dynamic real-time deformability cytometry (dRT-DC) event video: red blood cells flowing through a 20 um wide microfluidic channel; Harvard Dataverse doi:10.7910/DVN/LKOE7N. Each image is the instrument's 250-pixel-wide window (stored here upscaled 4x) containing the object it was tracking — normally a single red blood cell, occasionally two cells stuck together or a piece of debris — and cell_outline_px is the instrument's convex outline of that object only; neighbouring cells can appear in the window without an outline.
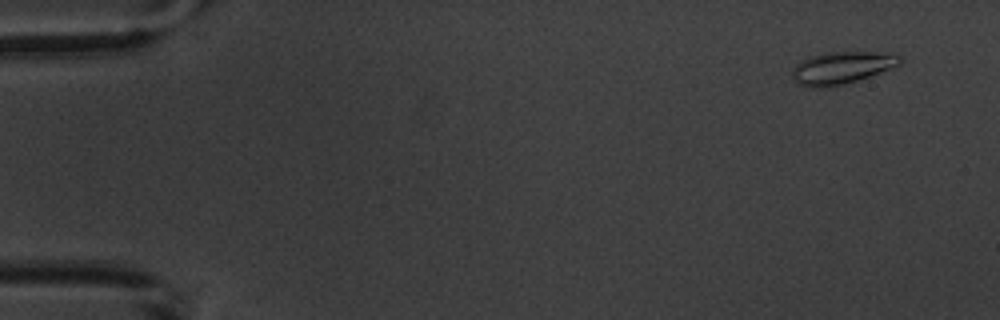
{"species": "common noctule bat (a hibernating species)", "species_latin": "Nyctalus noctula", "temperature_condition": "warm", "stored_images_in_passage": 4, "camera_frame_rate_fps": 3000, "um_per_image_px": 0.085, "animal": {"sex": "male", "body_mass_g": 20.1, "forearm_length_mm": 53.5}, "frame": {"image": 1, "passage_image": 1, "time_ms": 0.0, "image_size_px": [1000, 320], "cell_outline_px": [[904, 60], [900, 64], [868, 76], [844, 84], [820, 88], [812, 88], [796, 84], [792, 80], [792, 68], [796, 64], [808, 56], [832, 52], [892, 52], [900, 56]], "centroid_in_image_um": [71.51, 5.75], "position_along_channel_um": 13.5, "area_um2": 20.35}}